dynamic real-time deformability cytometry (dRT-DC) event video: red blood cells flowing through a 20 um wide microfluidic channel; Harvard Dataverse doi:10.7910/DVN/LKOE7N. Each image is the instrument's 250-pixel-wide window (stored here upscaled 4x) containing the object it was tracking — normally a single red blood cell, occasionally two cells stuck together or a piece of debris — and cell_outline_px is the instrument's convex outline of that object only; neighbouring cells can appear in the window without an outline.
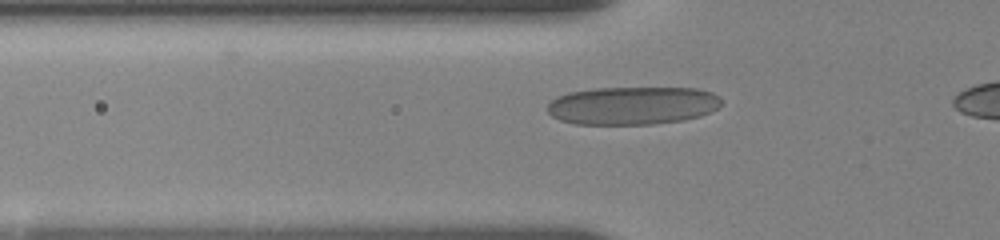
{"species": "human", "species_latin": "Homo sapiens", "temperature_condition": "room temperature", "stored_images_in_passage": 19, "camera_frame_rate_fps": 3000, "um_per_image_px": 0.085, "donor": {"sex": "female"}, "frame": {"image": 1, "passage_image": 16, "time_ms": 4.0, "image_size_px": [1000, 240], "cell_outline_px": [[720, 104], [716, 108], [700, 116], [684, 120], [652, 124], [576, 124], [560, 120], [552, 116], [548, 112], [548, 104], [556, 96], [568, 92], [592, 88], [696, 88], [712, 92], [720, 96]], "centroid_in_image_um": [53.74, 8.96], "position_along_channel_um": 72.1, "area_um2": 38.67}}